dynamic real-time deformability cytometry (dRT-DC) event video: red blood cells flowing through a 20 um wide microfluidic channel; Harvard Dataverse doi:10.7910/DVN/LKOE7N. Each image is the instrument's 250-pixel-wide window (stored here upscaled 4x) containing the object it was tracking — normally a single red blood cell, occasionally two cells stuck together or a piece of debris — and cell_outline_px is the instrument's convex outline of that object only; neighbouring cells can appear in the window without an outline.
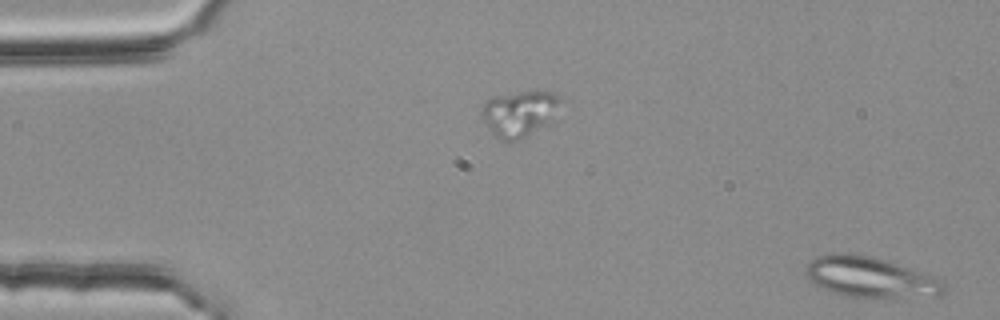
{"species": "common noctule bat (a hibernating species)", "species_latin": "Nyctalus noctula", "temperature_condition": "room temperature", "stored_images_in_passage": 51, "segment_of_instrument_passage": [1, 2], "camera_frame_rate_fps": 3000, "um_per_image_px": 0.085, "animal": {"sex": "female", "body_mass_g": 25.1}, "frame": {"image": 1, "passage_image": 1, "time_ms": 0.0, "image_size_px": [1000, 320], "cell_outline_px": [[944, 292], [940, 296], [884, 300], [844, 296], [832, 292], [812, 284], [808, 280], [804, 272], [804, 268], [816, 256], [832, 252], [856, 252], [872, 256], [924, 272], [936, 276], [944, 280]], "centroid_in_image_um": [73.99, 23.59], "position_along_channel_um": 11.0, "area_um2": 34.28}}